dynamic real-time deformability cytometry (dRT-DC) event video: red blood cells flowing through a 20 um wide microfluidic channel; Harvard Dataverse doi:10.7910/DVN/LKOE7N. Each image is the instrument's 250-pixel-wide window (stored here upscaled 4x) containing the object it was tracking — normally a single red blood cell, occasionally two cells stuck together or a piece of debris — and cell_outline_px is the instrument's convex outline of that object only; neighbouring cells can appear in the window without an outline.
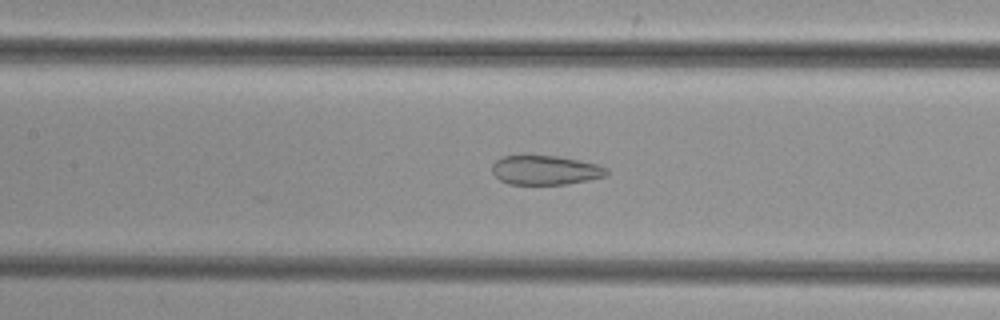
{"species": "common noctule bat (a hibernating species)", "species_latin": "Nyctalus noctula", "temperature_condition": "cold", "stored_images_in_passage": 47, "camera_frame_rate_fps": 3000, "um_per_image_px": 0.085, "animal": {"sex": "female", "body_mass_g": 29.2, "forearm_length_mm": 56.3}, "frame": {"image": 1, "passage_image": 24, "time_ms": 7.667, "image_size_px": [1000, 320], "cell_outline_px": [[608, 172], [604, 176], [588, 180], [568, 184], [508, 184], [500, 180], [492, 172], [492, 164], [500, 156], [524, 152], [528, 152], [560, 156], [580, 160], [596, 164], [608, 168]], "centroid_in_image_um": [46.28, 14.4], "position_along_channel_um": 161.1, "area_um2": 20.46}}
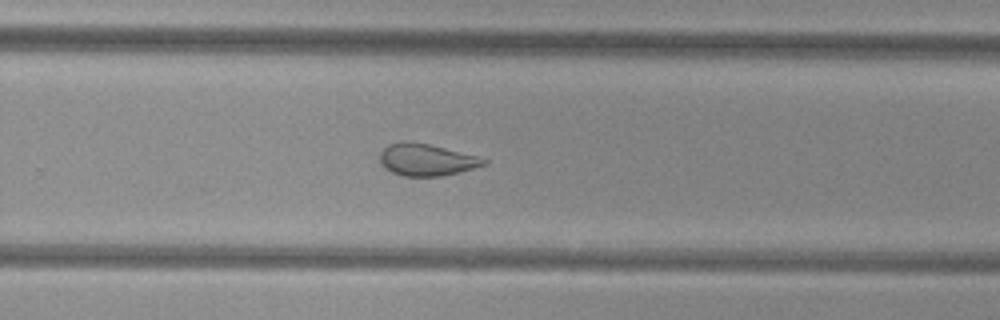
{"frame": {"image": 2, "passage_image": 34, "time_ms": 11.0, "image_size_px": [1000, 320], "cell_outline_px": [[488, 160], [484, 164], [460, 172], [440, 176], [404, 176], [392, 172], [384, 168], [380, 164], [380, 152], [388, 144], [404, 140], [408, 140], [428, 144], [476, 156]], "centroid_in_image_um": [36.17, 13.57], "position_along_channel_um": 293.6, "area_um2": 19.19}}
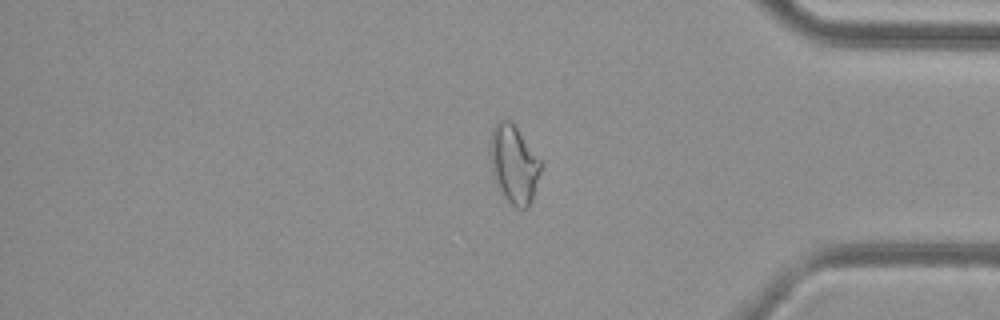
{"frame": {"image": 3, "passage_image": 43, "time_ms": 14.0, "image_size_px": [1000, 320], "cell_outline_px": [[540, 172], [532, 200], [528, 208], [516, 208], [504, 196], [496, 180], [492, 168], [492, 128], [496, 120], [508, 120], [516, 128], [540, 160]], "centroid_in_image_um": [43.7, 13.98], "position_along_channel_um": 391.5, "area_um2": 21.96}}